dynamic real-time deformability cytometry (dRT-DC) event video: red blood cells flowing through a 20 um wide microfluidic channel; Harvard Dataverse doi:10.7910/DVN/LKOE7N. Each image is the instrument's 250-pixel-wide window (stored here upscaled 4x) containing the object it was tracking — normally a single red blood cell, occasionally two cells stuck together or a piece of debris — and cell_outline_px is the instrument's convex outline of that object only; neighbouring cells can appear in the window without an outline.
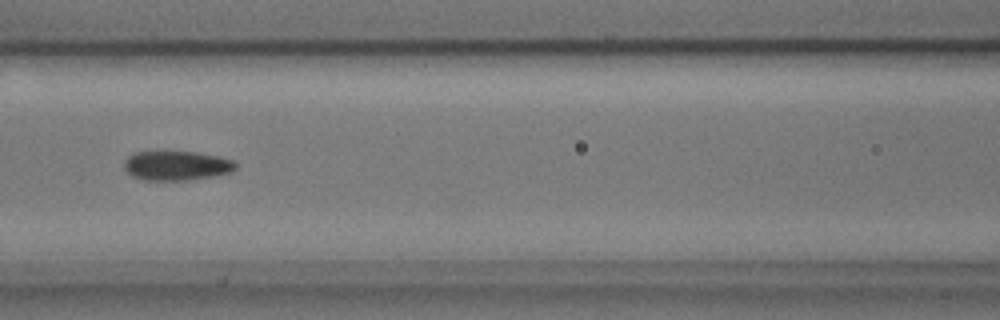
{"species": "common noctule bat (a hibernating species)", "species_latin": "Nyctalus noctula", "temperature_condition": "cold", "stored_images_in_passage": 8, "camera_frame_rate_fps": 3000, "um_per_image_px": 0.085, "animal": {"sex": "male", "body_mass_g": 17.9, "forearm_length_mm": 54.2}, "frame": {"image": 1, "passage_image": 6, "time_ms": 1.667, "image_size_px": [1000, 320], "cell_outline_px": [[236, 168], [232, 172], [216, 176], [188, 180], [144, 180], [132, 176], [124, 168], [124, 160], [128, 156], [136, 152], [196, 152], [220, 156], [236, 160]], "centroid_in_image_um": [15.06, 14.08], "position_along_channel_um": 151.5, "area_um2": 19.31}}
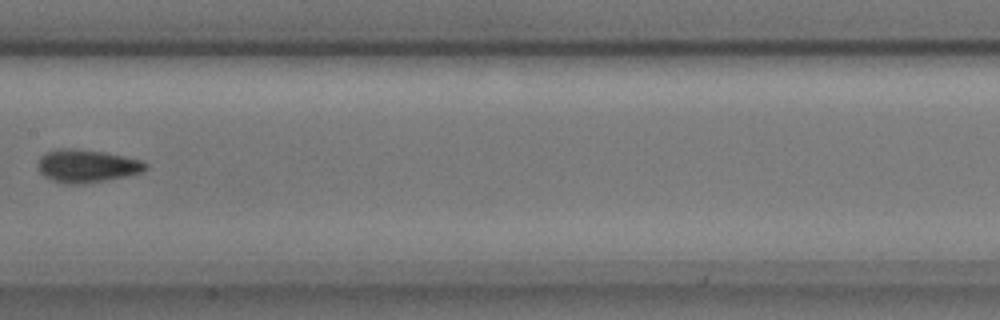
{"frame": {"image": 2, "passage_image": 7, "time_ms": 2.0, "image_size_px": [1000, 320], "cell_outline_px": [[148, 168], [144, 172], [104, 180], [80, 184], [68, 184], [52, 180], [44, 176], [40, 172], [36, 164], [40, 156], [44, 152], [60, 148], [72, 148], [104, 152], [144, 160], [148, 164]], "centroid_in_image_um": [7.38, 14.09], "position_along_channel_um": 200.0, "area_um2": 20.81}}
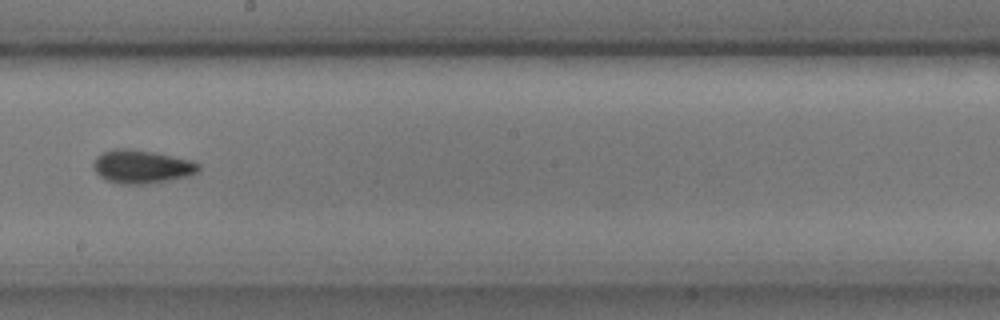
{"frame": {"image": 3, "passage_image": 8, "time_ms": 2.333, "image_size_px": [1000, 320], "cell_outline_px": [[200, 172], [188, 176], [168, 180], [144, 184], [120, 184], [108, 180], [100, 176], [96, 172], [92, 164], [96, 156], [104, 152], [116, 148], [128, 148], [156, 152], [188, 160], [200, 164]], "centroid_in_image_um": [12.04, 14.16], "position_along_channel_um": 236.2, "area_um2": 20.4}}